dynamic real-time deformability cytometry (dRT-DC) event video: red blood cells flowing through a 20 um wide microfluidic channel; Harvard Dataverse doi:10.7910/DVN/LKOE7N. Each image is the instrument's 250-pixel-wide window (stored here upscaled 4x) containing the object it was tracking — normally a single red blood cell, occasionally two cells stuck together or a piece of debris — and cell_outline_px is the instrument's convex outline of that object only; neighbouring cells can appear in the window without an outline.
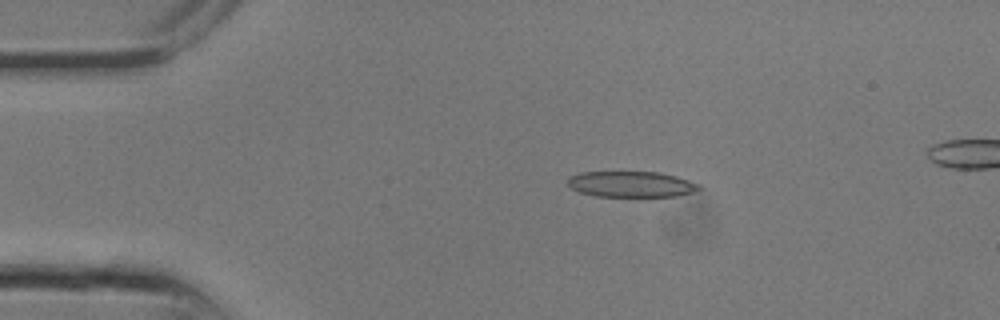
{"species": "common noctule bat (a hibernating species)", "species_latin": "Nyctalus noctula", "temperature_condition": "room temperature", "stored_images_in_passage": 7, "camera_frame_rate_fps": 3000, "um_per_image_px": 0.085, "animal": {"sex": "male", "body_mass_g": 13.3}, "frame": {"image": 1, "passage_image": 1, "time_ms": 0.0, "image_size_px": [1000, 320], "cell_outline_px": [[704, 188], [692, 192], [676, 196], [596, 196], [580, 192], [572, 188], [568, 184], [568, 176], [580, 172], [660, 172], [676, 176], [700, 184]], "centroid_in_image_um": [53.67, 15.65], "position_along_channel_um": 31.3, "area_um2": 19.77}}
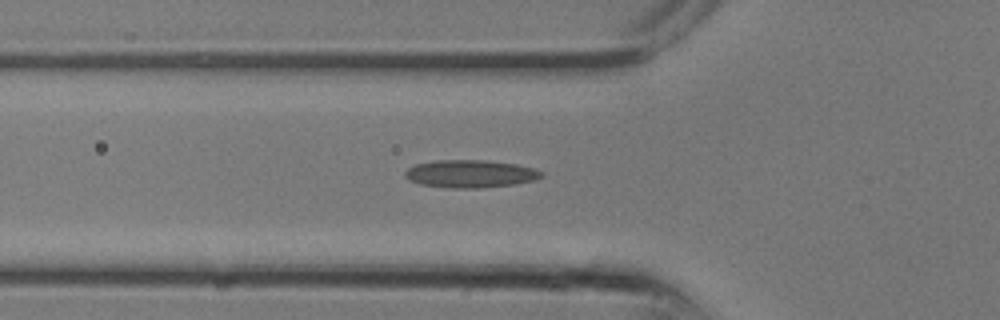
{"frame": {"image": 2, "passage_image": 5, "time_ms": 1.333, "image_size_px": [1000, 320], "cell_outline_px": [[544, 176], [536, 180], [512, 184], [476, 188], [452, 188], [420, 184], [408, 180], [404, 176], [404, 172], [408, 168], [416, 164], [436, 160], [484, 160], [516, 164], [532, 168], [544, 172]], "centroid_in_image_um": [39.97, 14.77], "position_along_channel_um": 85.8, "area_um2": 21.96}}
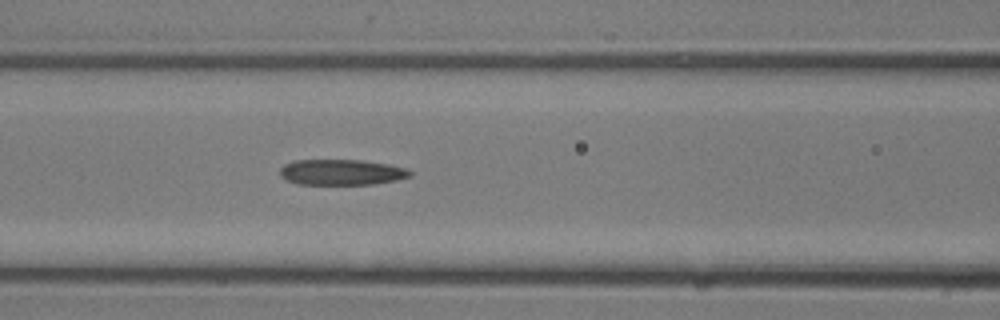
{"frame": {"image": 3, "passage_image": 7, "time_ms": 2.0, "image_size_px": [1000, 320], "cell_outline_px": [[412, 176], [396, 180], [372, 184], [296, 184], [280, 176], [280, 168], [284, 164], [292, 160], [364, 160], [388, 164], [408, 168], [412, 172]], "centroid_in_image_um": [29.04, 14.63], "position_along_channel_um": 137.6, "area_um2": 19.59}}